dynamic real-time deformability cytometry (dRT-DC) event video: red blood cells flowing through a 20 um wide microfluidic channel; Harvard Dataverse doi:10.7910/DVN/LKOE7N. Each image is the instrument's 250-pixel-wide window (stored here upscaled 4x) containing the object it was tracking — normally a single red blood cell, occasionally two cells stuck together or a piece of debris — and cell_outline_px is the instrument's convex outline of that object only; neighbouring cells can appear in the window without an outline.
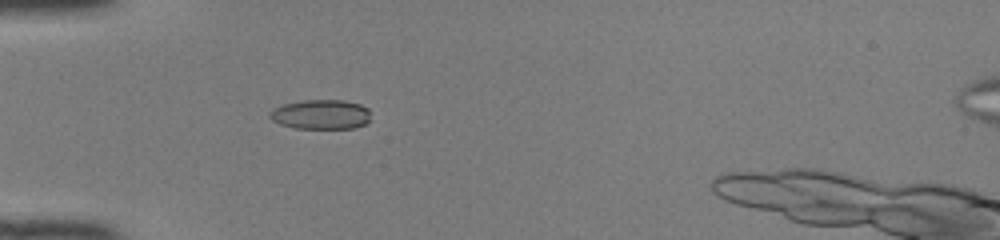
{"species": "common noctule bat (a hibernating species)", "species_latin": "Nyctalus noctula", "temperature_condition": "room temperature", "stored_images_in_passage": 41, "camera_frame_rate_fps": 3000, "um_per_image_px": 0.085, "animal": {"sex": "female", "body_mass_g": 22.0, "forearm_length_mm": 56.7}, "frame": {"image": 1, "passage_image": 9, "time_ms": 2.667, "image_size_px": [1000, 240], "cell_outline_px": [[368, 120], [364, 124], [356, 128], [296, 128], [280, 124], [272, 120], [268, 116], [276, 108], [284, 104], [304, 100], [340, 100], [360, 104], [368, 108]], "centroid_in_image_um": [27.28, 9.73], "position_along_channel_um": 57.7, "area_um2": 17.11}}
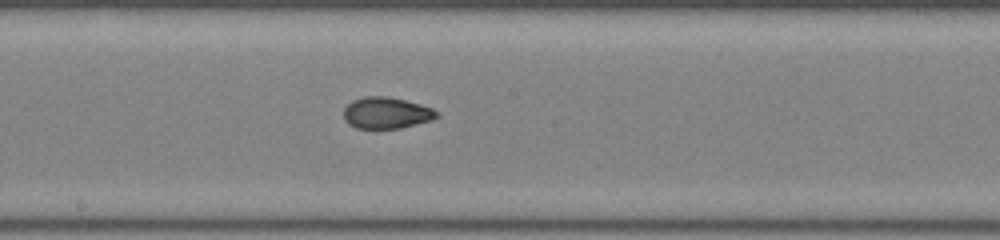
{"frame": {"image": 2, "passage_image": 21, "time_ms": 6.667, "image_size_px": [1000, 240], "cell_outline_px": [[440, 116], [432, 120], [400, 128], [356, 128], [348, 124], [344, 120], [344, 108], [352, 100], [364, 96], [388, 96], [420, 104], [432, 108]], "centroid_in_image_um": [32.82, 9.59], "position_along_channel_um": 215.4, "area_um2": 17.05}}
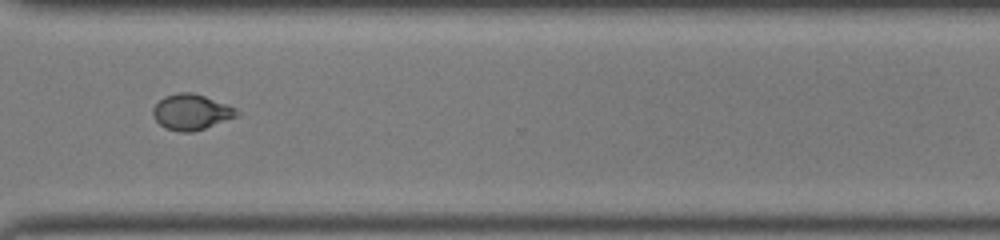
{"frame": {"image": 3, "passage_image": 31, "time_ms": 10.0, "image_size_px": [1000, 240], "cell_outline_px": [[240, 116], [192, 132], [180, 132], [164, 128], [152, 116], [152, 108], [164, 96], [180, 92], [192, 92], [204, 96], [236, 108], [240, 112]], "centroid_in_image_um": [16.26, 9.53], "position_along_channel_um": 354.3, "area_um2": 17.46}, "authors_computed_cell_mechanics": {"area_um2": 16.8198, "velocity_mm_per_s": 4.1583, "shape_relaxation_time_tau1_ms": null, "shape_relaxation_time_tau2_ms": 1.0621, "deformation_change_tau1": null, "deformation_change_tau2": 0.0527}}